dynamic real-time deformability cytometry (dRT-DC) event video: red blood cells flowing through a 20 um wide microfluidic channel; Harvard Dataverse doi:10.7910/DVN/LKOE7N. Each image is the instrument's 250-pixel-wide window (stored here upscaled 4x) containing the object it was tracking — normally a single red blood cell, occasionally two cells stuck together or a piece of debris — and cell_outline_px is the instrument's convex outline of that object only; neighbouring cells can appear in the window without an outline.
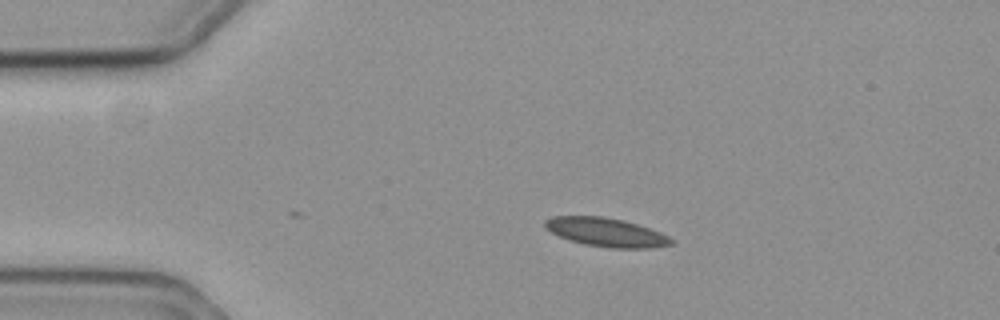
{"species": "common noctule bat (a hibernating species)", "species_latin": "Nyctalus noctula", "temperature_condition": "cold", "stored_images_in_passage": 34, "camera_frame_rate_fps": 3000, "um_per_image_px": 0.085, "animal": {"sex": "female", "body_mass_g": 19.3, "forearm_length_mm": 54.1}, "frame": {"image": 1, "passage_image": 1, "time_ms": 0.0, "image_size_px": [1000, 320], "cell_outline_px": [[676, 244], [652, 248], [608, 248], [584, 244], [568, 240], [544, 228], [544, 220], [552, 216], [604, 216], [624, 220], [660, 232], [676, 240]], "centroid_in_image_um": [51.54, 19.75], "position_along_channel_um": 33.5, "area_um2": 21.39}}
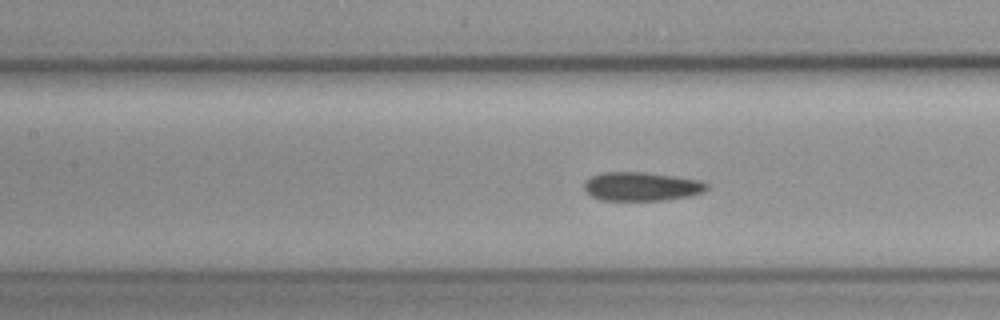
{"frame": {"image": 2, "passage_image": 15, "time_ms": 4.667, "image_size_px": [1000, 320], "cell_outline_px": [[712, 184], [704, 192], [688, 196], [664, 200], [600, 200], [592, 196], [584, 188], [584, 180], [592, 176], [604, 172], [644, 172], [676, 176], [700, 180]], "centroid_in_image_um": [54.57, 15.84], "position_along_channel_um": 152.8, "area_um2": 20.69}}
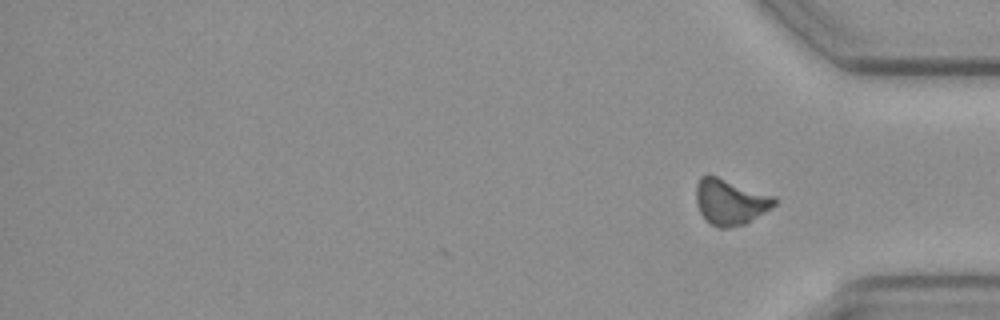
{"frame": {"image": 3, "passage_image": 34, "time_ms": 11.0, "image_size_px": [1000, 320], "cell_outline_px": [[776, 204], [772, 208], [744, 224], [728, 228], [720, 228], [708, 224], [700, 212], [696, 204], [696, 184], [700, 176], [716, 176], [776, 196]], "centroid_in_image_um": [62.06, 17.17], "position_along_channel_um": 373.1, "area_um2": 20.98}, "authors_computed_cell_mechanics": {"area_um2": 20.9236, "velocity_mm_per_s": 3.5389, "shape_relaxation_time_tau1_ms": null, "shape_relaxation_time_tau2_ms": 9.9423, "deformation_change_tau1": null, "deformation_change_tau2": 0.1455}}